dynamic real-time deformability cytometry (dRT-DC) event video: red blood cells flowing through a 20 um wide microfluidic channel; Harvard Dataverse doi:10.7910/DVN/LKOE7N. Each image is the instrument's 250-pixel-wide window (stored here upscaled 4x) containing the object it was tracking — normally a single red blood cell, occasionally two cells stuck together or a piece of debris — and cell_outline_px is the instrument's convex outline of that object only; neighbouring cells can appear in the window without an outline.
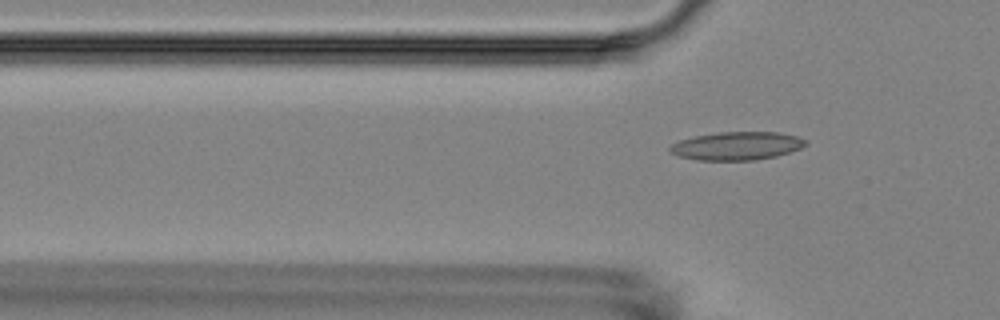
{"species": "Egyptian fruit bat (a non-hibernating species)", "species_latin": "Rousettus aegyptiacus", "temperature_condition": "room temperature", "stored_images_in_passage": 6, "segment_of_instrument_passage": [2, 2], "camera_frame_rate_fps": 3000, "um_per_image_px": 0.085, "animal": {"sex": "female"}, "frame": {"image": 1, "passage_image": 6, "time_ms": 6.667, "image_size_px": [1000, 320], "cell_outline_px": [[808, 144], [800, 148], [776, 156], [756, 160], [696, 160], [676, 156], [668, 152], [668, 148], [672, 144], [680, 140], [696, 136], [720, 132], [776, 132], [796, 136], [808, 140]], "centroid_in_image_um": [62.6, 12.41], "position_along_channel_um": 63.2, "area_um2": 22.37}}